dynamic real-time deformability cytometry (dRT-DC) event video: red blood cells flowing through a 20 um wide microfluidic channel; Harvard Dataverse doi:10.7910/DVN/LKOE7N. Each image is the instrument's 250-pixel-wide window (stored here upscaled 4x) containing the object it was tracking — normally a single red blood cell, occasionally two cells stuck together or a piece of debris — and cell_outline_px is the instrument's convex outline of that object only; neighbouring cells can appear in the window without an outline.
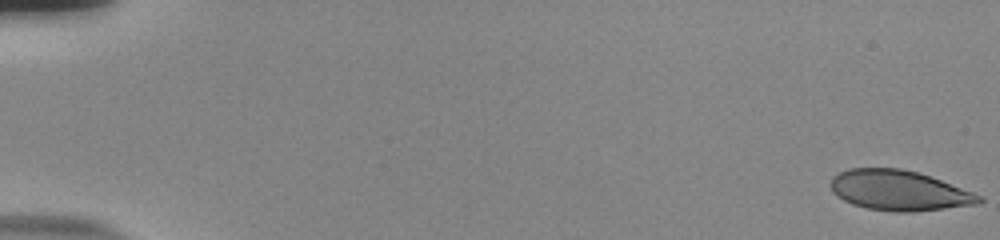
{"species": "human", "species_latin": "Homo sapiens", "temperature_condition": "room temperature", "stored_images_in_passage": 19, "camera_frame_rate_fps": 3000, "um_per_image_px": 0.085, "donor": {"sex": "male"}, "frame": {"image": 1, "passage_image": 1, "time_ms": 0.0, "image_size_px": [1000, 240], "cell_outline_px": [[968, 200], [960, 204], [936, 208], [872, 208], [856, 204], [840, 196], [832, 188], [832, 184], [836, 176], [844, 172], [856, 168], [892, 168], [912, 172], [928, 176], [948, 184], [964, 192]], "centroid_in_image_um": [76.11, 16.1], "position_along_channel_um": 8.9, "area_um2": 29.82}}
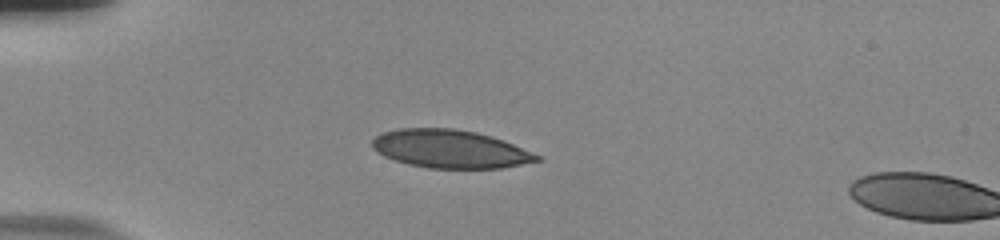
{"frame": {"image": 2, "passage_image": 16, "time_ms": 5.0, "image_size_px": [1000, 240], "cell_outline_px": [[536, 160], [516, 164], [492, 168], [440, 168], [416, 164], [400, 160], [388, 156], [380, 152], [372, 144], [380, 136], [388, 132], [416, 128], [436, 128], [468, 132], [500, 140], [536, 156]], "centroid_in_image_um": [38.22, 12.67], "position_along_channel_um": 46.8, "area_um2": 33.35}}